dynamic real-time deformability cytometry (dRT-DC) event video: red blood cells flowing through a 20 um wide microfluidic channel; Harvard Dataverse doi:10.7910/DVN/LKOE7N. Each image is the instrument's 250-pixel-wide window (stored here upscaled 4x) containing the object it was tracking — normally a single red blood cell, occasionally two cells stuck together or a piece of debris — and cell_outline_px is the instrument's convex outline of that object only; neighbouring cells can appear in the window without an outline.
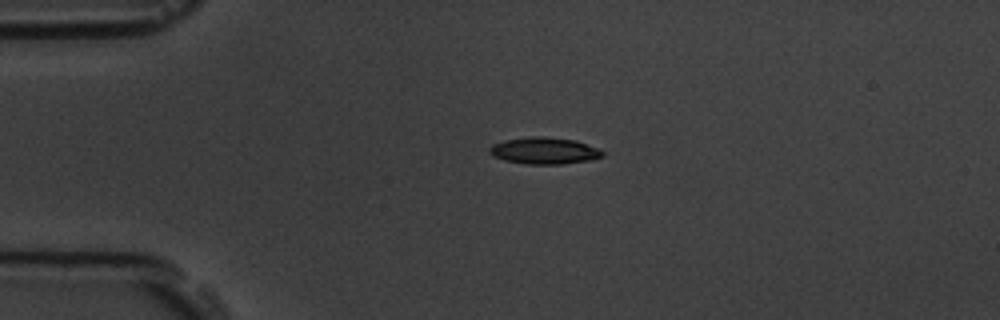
{"species": "common noctule bat (a hibernating species)", "species_latin": "Nyctalus noctula", "temperature_condition": "room temperature", "stored_images_in_passage": 2, "camera_frame_rate_fps": 3000, "um_per_image_px": 0.085, "animal": {"sex": "male", "body_mass_g": 19.5, "forearm_length_mm": 54.6}, "frame": {"image": 1, "passage_image": 1, "time_ms": 0.0, "image_size_px": [1000, 320], "cell_outline_px": [[604, 156], [592, 160], [560, 164], [528, 164], [504, 160], [492, 156], [488, 152], [488, 148], [492, 144], [504, 140], [528, 136], [544, 136], [576, 140], [600, 148], [604, 152]], "centroid_in_image_um": [46.27, 12.8], "position_along_channel_um": 38.7, "area_um2": 17.92}}